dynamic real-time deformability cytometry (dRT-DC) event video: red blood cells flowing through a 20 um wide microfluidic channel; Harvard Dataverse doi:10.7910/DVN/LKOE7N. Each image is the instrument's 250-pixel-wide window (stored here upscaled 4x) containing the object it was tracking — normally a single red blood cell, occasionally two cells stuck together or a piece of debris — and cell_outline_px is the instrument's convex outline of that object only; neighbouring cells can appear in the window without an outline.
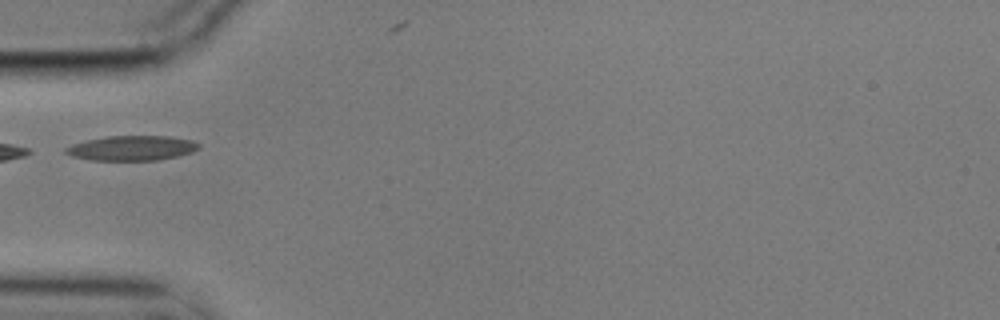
{"species": "common noctule bat (a hibernating species)", "species_latin": "Nyctalus noctula", "temperature_condition": "cold", "stored_images_in_passage": 4, "camera_frame_rate_fps": 3000, "um_per_image_px": 0.085, "animal": {"sex": "male", "body_mass_g": 17.9}, "frame": {"image": 1, "passage_image": 1, "time_ms": 0.0, "image_size_px": [1000, 320], "cell_outline_px": [[200, 148], [192, 152], [176, 156], [156, 160], [92, 160], [72, 156], [64, 152], [64, 148], [72, 144], [88, 140], [108, 136], [172, 136], [192, 140], [200, 144]], "centroid_in_image_um": [11.22, 12.58], "position_along_channel_um": 73.8, "area_um2": 19.19}}
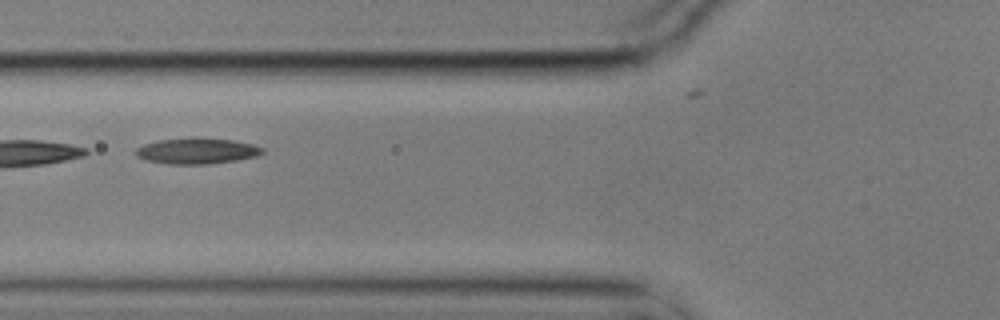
{"frame": {"image": 2, "passage_image": 2, "time_ms": 0.333, "image_size_px": [1000, 320], "cell_outline_px": [[264, 152], [256, 156], [236, 160], [208, 164], [168, 164], [144, 160], [136, 156], [136, 148], [144, 144], [160, 140], [196, 136], [232, 140], [252, 144], [264, 148]], "centroid_in_image_um": [16.72, 12.82], "position_along_channel_um": 109.1, "area_um2": 19.31}}
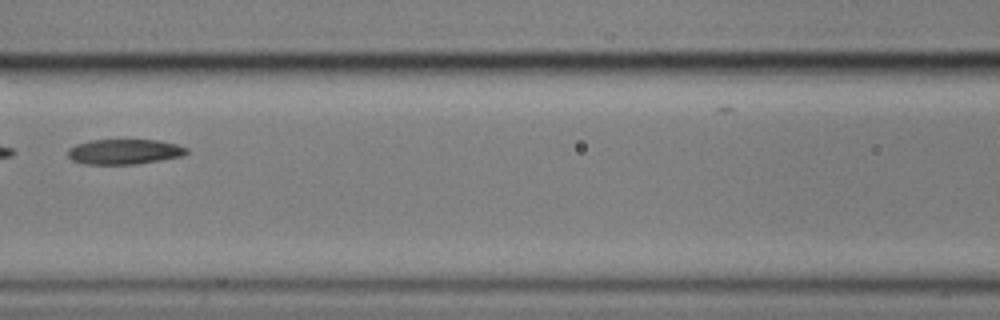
{"frame": {"image": 3, "passage_image": 3, "time_ms": 0.667, "image_size_px": [1000, 320], "cell_outline_px": [[188, 152], [184, 156], [136, 164], [84, 164], [72, 160], [68, 156], [68, 148], [76, 144], [92, 140], [156, 140], [176, 144], [188, 148]], "centroid_in_image_um": [10.57, 12.9], "position_along_channel_um": 156.0, "area_um2": 17.4}}